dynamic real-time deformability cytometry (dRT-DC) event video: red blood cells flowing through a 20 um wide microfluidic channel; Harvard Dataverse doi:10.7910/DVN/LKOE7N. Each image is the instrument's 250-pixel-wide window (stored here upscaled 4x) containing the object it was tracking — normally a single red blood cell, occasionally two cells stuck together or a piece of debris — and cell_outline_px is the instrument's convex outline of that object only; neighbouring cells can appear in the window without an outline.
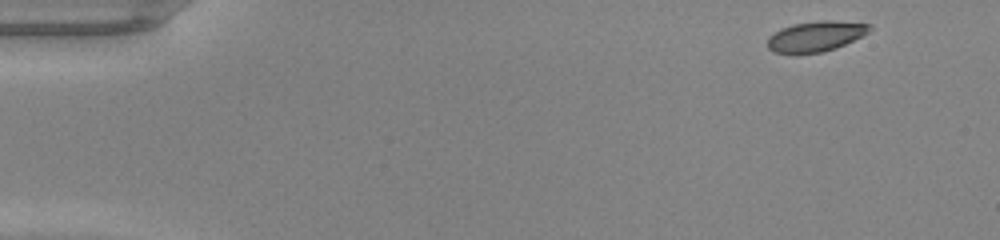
{"species": "common noctule bat (a hibernating species)", "species_latin": "Nyctalus noctula", "temperature_condition": "warm", "stored_images_in_passage": 45, "camera_frame_rate_fps": 3000, "um_per_image_px": 0.085, "animal": {"sex": "male", "body_mass_g": 20.0, "forearm_length_mm": 53.3}, "frame": {"image": 1, "passage_image": 1, "time_ms": 0.0, "image_size_px": [1000, 240], "cell_outline_px": [[872, 28], [868, 32], [836, 48], [820, 52], [796, 56], [772, 52], [768, 48], [768, 36], [780, 28], [792, 24], [820, 20], [832, 20], [872, 24]], "centroid_in_image_um": [69.26, 3.11], "position_along_channel_um": 15.7, "area_um2": 18.5}}
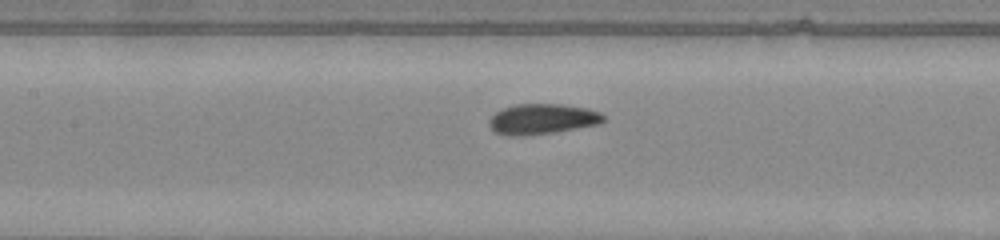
{"frame": {"image": 2, "passage_image": 20, "time_ms": 6.333, "image_size_px": [1000, 240], "cell_outline_px": [[604, 120], [600, 124], [556, 132], [524, 136], [504, 136], [496, 132], [488, 124], [488, 120], [496, 112], [504, 108], [516, 104], [564, 104], [588, 108], [600, 112], [604, 116]], "centroid_in_image_um": [46.1, 10.12], "position_along_channel_um": 161.3, "area_um2": 20.46}}
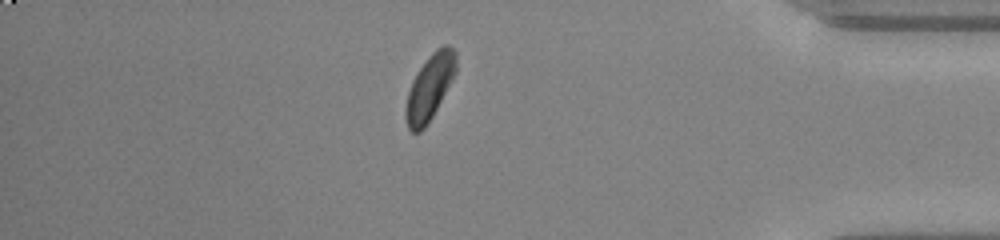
{"frame": {"image": 3, "passage_image": 39, "time_ms": 12.667, "image_size_px": [1000, 240], "cell_outline_px": [[456, 72], [432, 116], [424, 128], [420, 132], [412, 132], [408, 128], [404, 116], [404, 112], [408, 92], [412, 80], [428, 56], [436, 48], [444, 44], [448, 44], [456, 52]], "centroid_in_image_um": [36.51, 7.4], "position_along_channel_um": 398.7, "area_um2": 19.02}, "authors_computed_cell_mechanics": {"area_um2": 19.4786, "velocity_mm_per_s": 4.2653, "shape_relaxation_time_tau1_ms": 3.6479, "shape_relaxation_time_tau2_ms": 2.061, "deformation_change_tau1": 0.1237, "deformation_change_tau2": 0.0511}}